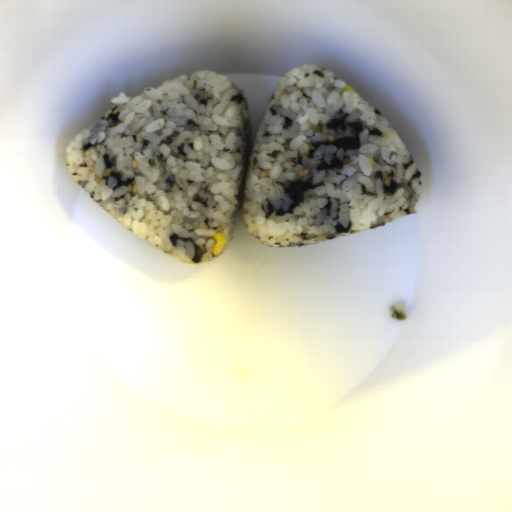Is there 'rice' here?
Masks as SVG:
<instances>
[{
    "instance_id": "1",
    "label": "rice",
    "mask_w": 512,
    "mask_h": 512,
    "mask_svg": "<svg viewBox=\"0 0 512 512\" xmlns=\"http://www.w3.org/2000/svg\"><path fill=\"white\" fill-rule=\"evenodd\" d=\"M316 64L277 84L252 140L241 88L210 70L165 79L68 143L78 186L136 236L187 265L213 261L238 219L267 247H307L415 213L422 174L355 89ZM351 87V85H349Z\"/></svg>"
}]
</instances>
